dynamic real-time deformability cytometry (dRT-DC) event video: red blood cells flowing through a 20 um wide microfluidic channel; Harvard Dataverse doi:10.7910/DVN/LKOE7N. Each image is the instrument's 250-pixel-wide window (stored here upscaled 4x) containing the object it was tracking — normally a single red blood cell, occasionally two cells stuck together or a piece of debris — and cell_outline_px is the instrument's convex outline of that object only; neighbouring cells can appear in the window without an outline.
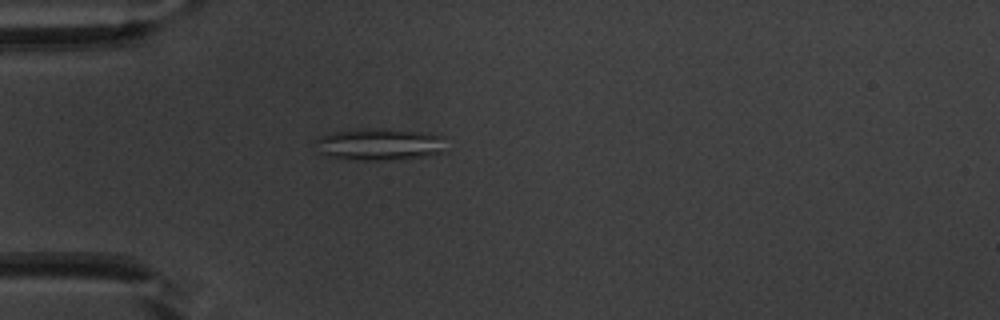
{"species": "common noctule bat (a hibernating species)", "species_latin": "Nyctalus noctula", "temperature_condition": "warm", "stored_images_in_passage": 54, "camera_frame_rate_fps": 3000, "um_per_image_px": 0.085, "animal": {"sex": "male", "body_mass_g": 20.1, "forearm_length_mm": 53.5}, "frame": {"image": 1, "passage_image": 16, "time_ms": 5.0, "image_size_px": [1000, 320], "cell_outline_px": [[448, 152], [400, 160], [344, 160], [324, 156], [316, 152], [316, 136], [332, 132], [356, 128], [384, 128], [432, 132], [444, 136]], "centroid_in_image_um": [32.27, 12.26], "position_along_channel_um": 52.7, "area_um2": 25.78}}
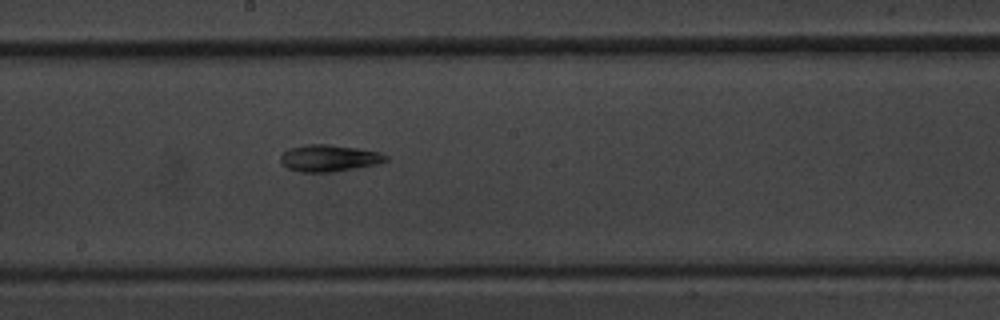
{"frame": {"image": 2, "passage_image": 30, "time_ms": 9.667, "image_size_px": [1000, 320], "cell_outline_px": [[388, 160], [376, 164], [332, 172], [300, 172], [288, 168], [280, 160], [280, 156], [288, 148], [304, 144], [328, 144], [356, 148], [380, 152], [388, 156]], "centroid_in_image_um": [27.95, 13.43], "position_along_channel_um": 220.2, "area_um2": 16.36}}
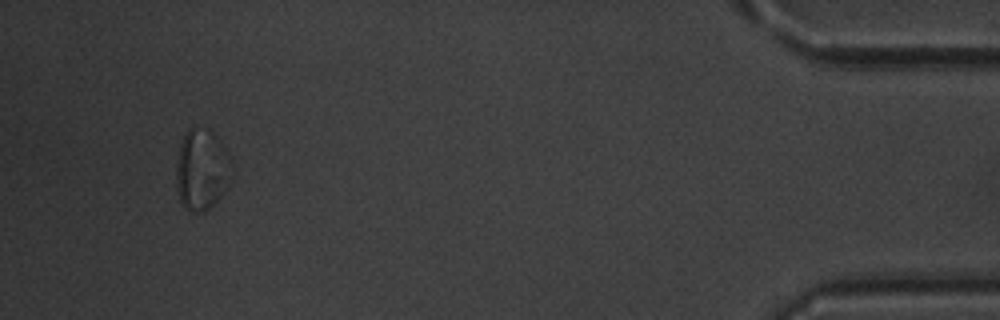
{"frame": {"image": 3, "passage_image": 51, "time_ms": 16.667, "image_size_px": [1000, 320], "cell_outline_px": [[232, 176], [228, 188], [204, 212], [192, 212], [184, 208], [180, 200], [176, 188], [176, 160], [180, 144], [184, 136], [192, 128], [208, 128], [220, 140], [232, 156]], "centroid_in_image_um": [17.18, 14.42], "position_along_channel_um": 418.0, "area_um2": 26.65}, "authors_computed_cell_mechanics": {"area_um2": 19.5653, "velocity_mm_per_s": 3.793, "shape_relaxation_time_tau1_ms": null, "shape_relaxation_time_tau2_ms": 3.4625, "deformation_change_tau1": null, "deformation_change_tau2": 0.1196}}